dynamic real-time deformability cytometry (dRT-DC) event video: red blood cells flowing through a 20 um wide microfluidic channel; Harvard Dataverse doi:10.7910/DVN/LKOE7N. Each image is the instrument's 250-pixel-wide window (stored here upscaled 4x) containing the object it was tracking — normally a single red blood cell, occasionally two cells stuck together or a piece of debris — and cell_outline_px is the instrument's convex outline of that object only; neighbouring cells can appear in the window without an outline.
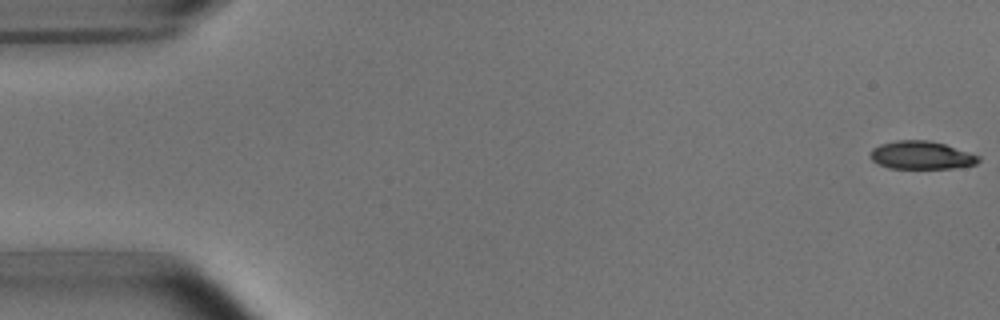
{"species": "common noctule bat (a hibernating species)", "species_latin": "Nyctalus noctula", "temperature_condition": "room temperature", "stored_images_in_passage": 9, "camera_frame_rate_fps": 3000, "um_per_image_px": 0.085, "animal": {"sex": "male", "body_mass_g": 15.6}, "frame": {"image": 1, "passage_image": 1, "time_ms": 0.0, "image_size_px": [1000, 320], "cell_outline_px": [[980, 160], [976, 164], [952, 168], [888, 168], [872, 160], [868, 156], [872, 148], [880, 144], [896, 140], [928, 140], [944, 144], [980, 156]], "centroid_in_image_um": [78.28, 13.19], "position_along_channel_um": 6.7, "area_um2": 17.63}}
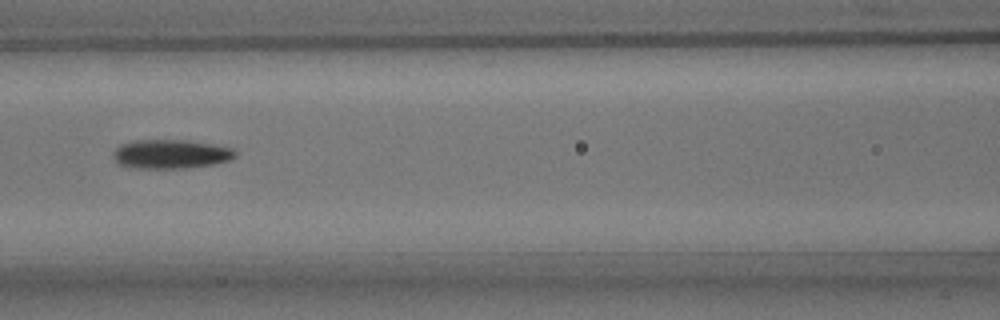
{"frame": {"image": 2, "passage_image": 7, "time_ms": 7.667, "image_size_px": [1000, 320], "cell_outline_px": [[236, 156], [228, 160], [212, 164], [188, 168], [128, 168], [116, 164], [112, 156], [112, 152], [120, 144], [132, 140], [188, 140], [212, 144], [232, 148], [236, 152]], "centroid_in_image_um": [14.43, 13.1], "position_along_channel_um": 152.2, "area_um2": 20.92}}
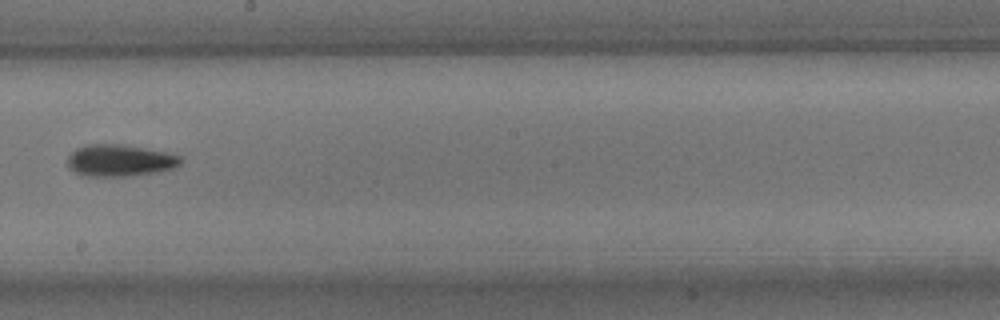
{"frame": {"image": 3, "passage_image": 9, "time_ms": 10.0, "image_size_px": [1000, 320], "cell_outline_px": [[180, 164], [172, 168], [156, 172], [128, 176], [84, 176], [68, 168], [68, 156], [76, 148], [88, 144], [120, 144], [164, 152], [180, 156]], "centroid_in_image_um": [10.13, 13.64], "position_along_channel_um": 238.1, "area_um2": 20.69}}